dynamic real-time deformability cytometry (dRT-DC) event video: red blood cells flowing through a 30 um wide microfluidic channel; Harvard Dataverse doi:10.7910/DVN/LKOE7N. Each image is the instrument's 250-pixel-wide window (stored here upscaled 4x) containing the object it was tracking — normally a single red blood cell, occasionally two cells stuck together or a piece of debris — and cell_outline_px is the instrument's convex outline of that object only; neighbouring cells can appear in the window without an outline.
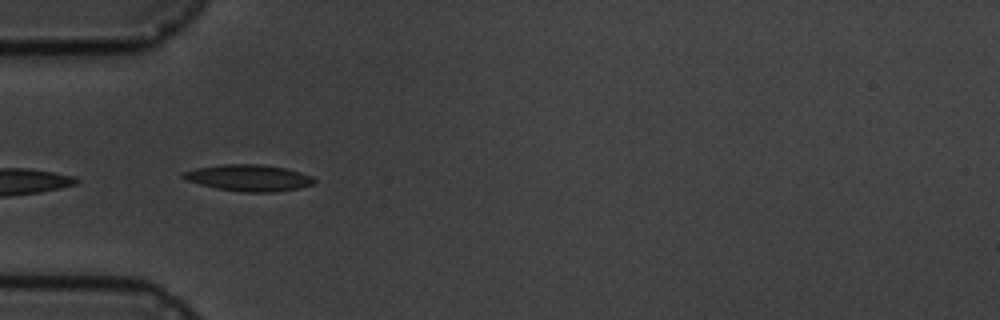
{"species": "common noctule bat (a hibernating species)", "species_latin": "Nyctalus noctula", "temperature_condition": "cold", "stored_images_in_passage": 12, "camera_frame_rate_fps": 3000, "um_per_image_px": 0.085, "animal": {"sex": "male", "body_mass_g": 19.5, "forearm_length_mm": 54.6}, "frame": {"image": 1, "passage_image": 2, "time_ms": 1.0, "image_size_px": [1000, 320], "cell_outline_px": [[316, 180], [312, 184], [300, 188], [276, 192], [244, 192], [216, 188], [184, 180], [180, 176], [184, 172], [196, 168], [220, 164], [260, 164], [284, 168], [300, 172], [312, 176]], "centroid_in_image_um": [21.13, 15.12], "position_along_channel_um": 63.9, "area_um2": 20.23}}
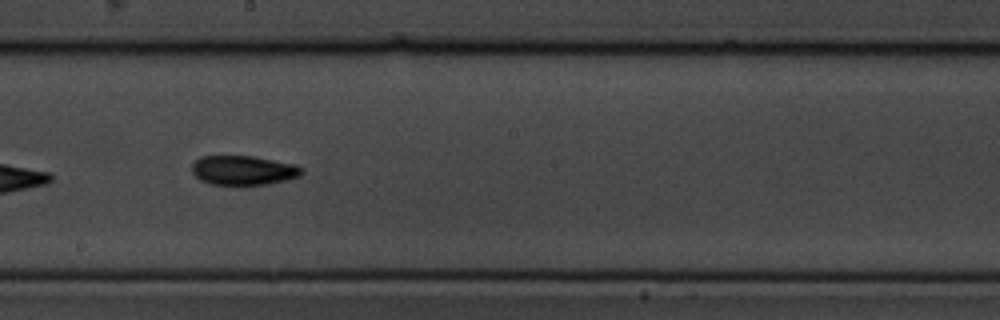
{"frame": {"image": 2, "passage_image": 6, "time_ms": 5.667, "image_size_px": [1000, 320], "cell_outline_px": [[304, 172], [300, 176], [268, 184], [212, 184], [200, 180], [192, 172], [192, 164], [200, 156], [252, 156], [296, 164], [304, 168]], "centroid_in_image_um": [20.71, 14.46], "position_along_channel_um": 227.5, "area_um2": 18.73}}
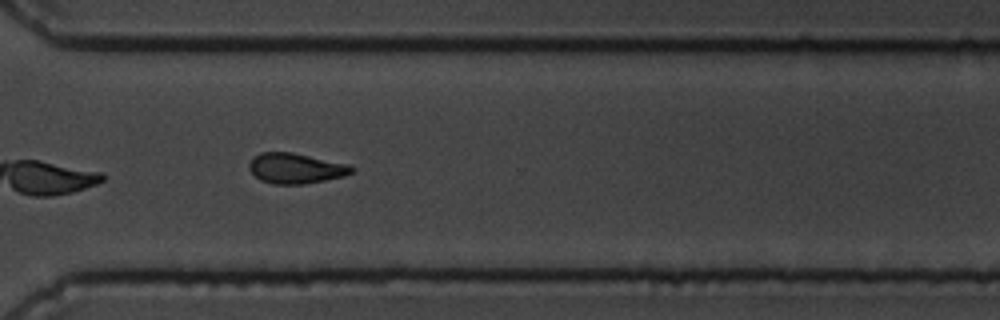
{"frame": {"image": 3, "passage_image": 9, "time_ms": 9.0, "image_size_px": [1000, 320], "cell_outline_px": [[352, 172], [344, 176], [304, 184], [276, 184], [260, 180], [248, 168], [248, 164], [260, 152], [292, 152], [348, 164], [352, 168]], "centroid_in_image_um": [25.11, 14.3], "position_along_channel_um": 345.5, "area_um2": 17.86}, "authors_computed_cell_mechanics": {"area_um2": 18.6116, "velocity_mm_per_s": 3.5457, "shape_relaxation_time_tau1_ms": 9.8449, "shape_relaxation_time_tau2_ms": 4.3893, "deformation_change_tau1": 0.1857, "deformation_change_tau2": 0.0835}}